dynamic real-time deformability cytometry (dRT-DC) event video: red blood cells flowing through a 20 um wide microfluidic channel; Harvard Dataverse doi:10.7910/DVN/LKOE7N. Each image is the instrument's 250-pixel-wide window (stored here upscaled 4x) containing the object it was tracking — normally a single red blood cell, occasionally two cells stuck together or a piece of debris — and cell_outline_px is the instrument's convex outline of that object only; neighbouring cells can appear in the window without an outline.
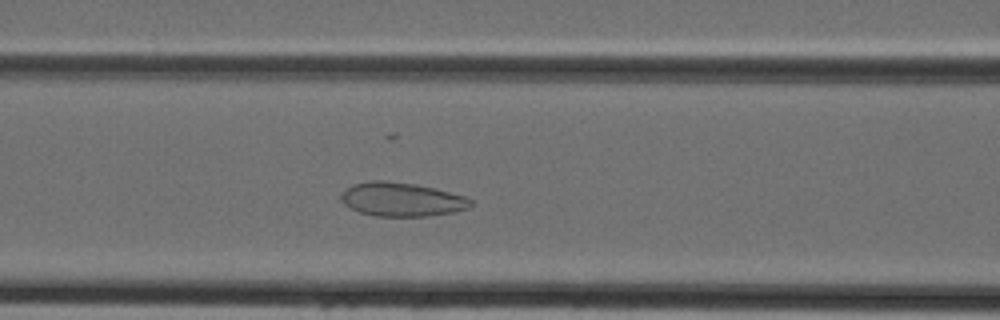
{"species": "Egyptian fruit bat (a non-hibernating species)", "species_latin": "Rousettus aegyptiacus", "temperature_condition": "cold", "stored_images_in_passage": 27, "camera_frame_rate_fps": 3000, "um_per_image_px": 0.085, "animal": {"sex": "female"}, "frame": {"image": 1, "passage_image": 12, "time_ms": 3.667, "image_size_px": [1000, 320], "cell_outline_px": [[472, 204], [468, 208], [452, 212], [428, 216], [376, 216], [360, 212], [344, 204], [340, 200], [340, 196], [348, 188], [356, 184], [372, 180], [384, 180], [412, 184], [432, 188], [464, 196], [472, 200]], "centroid_in_image_um": [34.14, 16.96], "position_along_channel_um": 132.5, "area_um2": 25.09}}
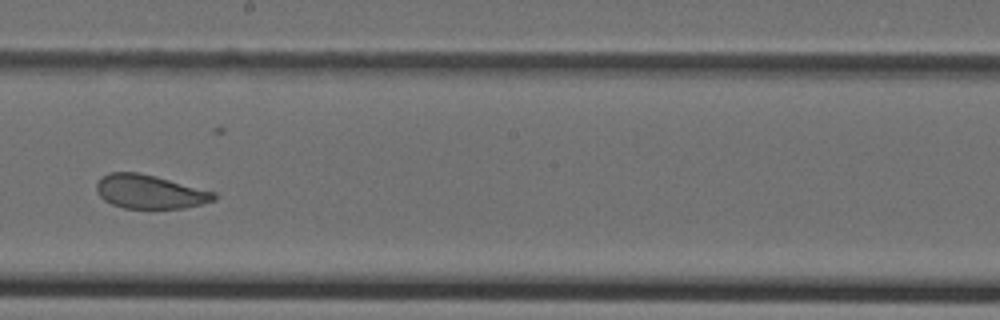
{"frame": {"image": 2, "passage_image": 19, "time_ms": 6.0, "image_size_px": [1000, 320], "cell_outline_px": [[216, 200], [184, 208], [124, 208], [112, 204], [104, 200], [96, 192], [96, 184], [100, 176], [108, 172], [136, 172], [156, 176], [216, 192]], "centroid_in_image_um": [12.7, 16.29], "position_along_channel_um": 235.5, "area_um2": 23.24}}
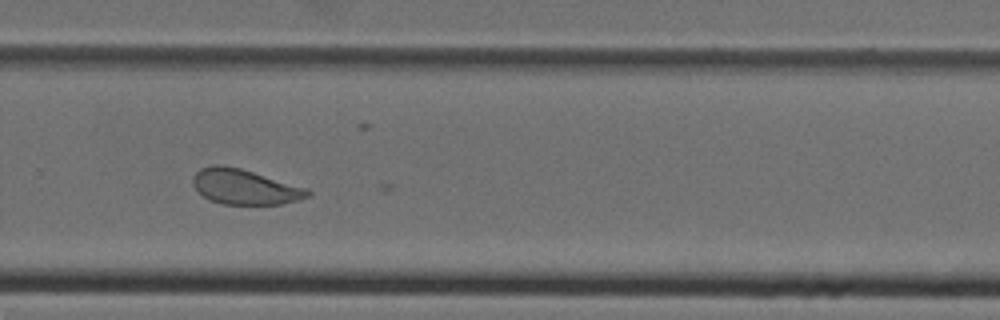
{"frame": {"image": 3, "passage_image": 24, "time_ms": 7.667, "image_size_px": [1000, 320], "cell_outline_px": [[312, 192], [308, 196], [296, 200], [280, 204], [224, 204], [212, 200], [204, 196], [192, 184], [192, 176], [200, 168], [212, 164], [224, 164], [240, 168], [308, 188]], "centroid_in_image_um": [20.78, 15.86], "position_along_channel_um": 309.0, "area_um2": 23.41}}